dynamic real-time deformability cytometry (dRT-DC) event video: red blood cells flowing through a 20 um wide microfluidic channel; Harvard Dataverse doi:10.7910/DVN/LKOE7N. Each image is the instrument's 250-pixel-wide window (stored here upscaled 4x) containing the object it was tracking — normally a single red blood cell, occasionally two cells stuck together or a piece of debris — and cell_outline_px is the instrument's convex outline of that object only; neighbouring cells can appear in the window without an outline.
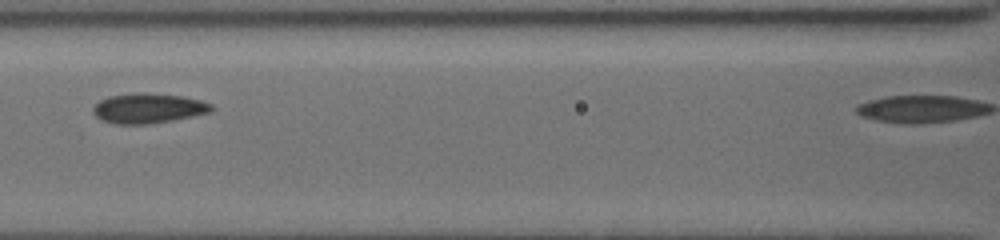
{"species": "common noctule bat (a hibernating species)", "species_latin": "Nyctalus noctula", "temperature_condition": "cold", "stored_images_in_passage": 11, "camera_frame_rate_fps": 3000, "um_per_image_px": 0.085, "animal": {"sex": "female", "body_mass_g": 19.5, "forearm_length_mm": 54.1}, "frame": {"image": 1, "passage_image": 7, "time_ms": 3.667, "image_size_px": [1000, 240], "cell_outline_px": [[212, 112], [152, 124], [116, 124], [104, 120], [96, 116], [92, 112], [92, 108], [100, 100], [108, 96], [136, 92], [144, 92], [180, 96], [200, 100], [212, 104]], "centroid_in_image_um": [12.59, 9.2], "position_along_channel_um": 154.0, "area_um2": 20.63}}
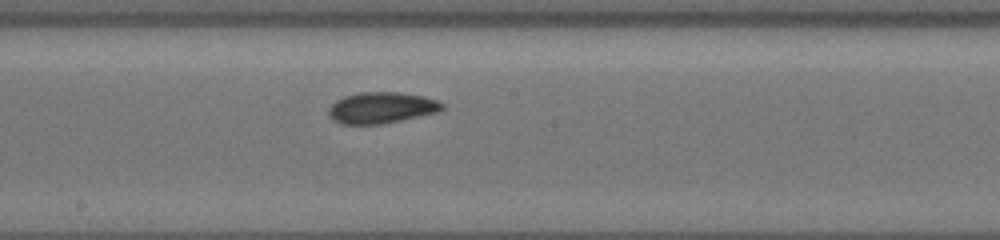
{"frame": {"image": 2, "passage_image": 10, "time_ms": 5.333, "image_size_px": [1000, 240], "cell_outline_px": [[444, 108], [440, 112], [380, 124], [340, 124], [332, 120], [328, 116], [328, 108], [336, 100], [344, 96], [360, 92], [400, 92], [424, 96], [440, 100], [444, 104]], "centroid_in_image_um": [32.44, 9.15], "position_along_channel_um": 215.8, "area_um2": 20.92}}